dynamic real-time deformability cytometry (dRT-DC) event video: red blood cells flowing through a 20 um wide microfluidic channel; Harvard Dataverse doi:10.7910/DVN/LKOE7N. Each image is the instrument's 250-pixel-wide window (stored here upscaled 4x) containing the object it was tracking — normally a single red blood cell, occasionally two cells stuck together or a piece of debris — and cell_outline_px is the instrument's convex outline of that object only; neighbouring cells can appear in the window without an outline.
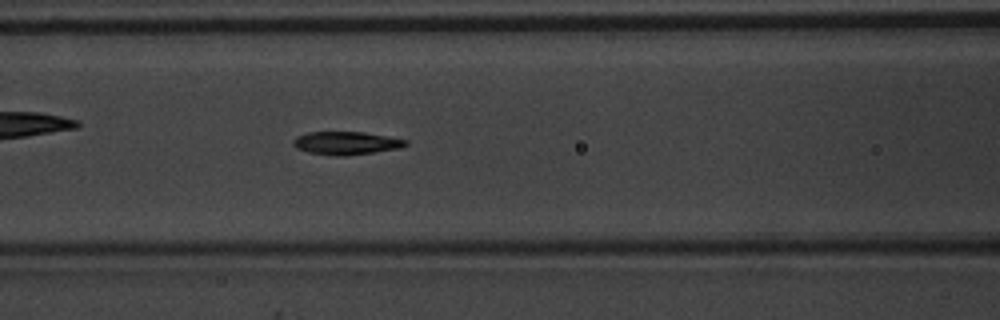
{"species": "common noctule bat (a hibernating species)", "species_latin": "Nyctalus noctula", "temperature_condition": "warm", "stored_images_in_passage": 49, "camera_frame_rate_fps": 3000, "um_per_image_px": 0.085, "animal": {"sex": "male", "body_mass_g": 20.1, "forearm_length_mm": 53.5}, "frame": {"image": 1, "passage_image": 19, "time_ms": 6.0, "image_size_px": [1000, 320], "cell_outline_px": [[408, 144], [400, 148], [376, 152], [344, 156], [332, 156], [308, 152], [296, 148], [292, 144], [292, 140], [296, 136], [308, 132], [364, 132], [408, 140]], "centroid_in_image_um": [29.4, 12.17], "position_along_channel_um": 137.2, "area_um2": 15.26}}
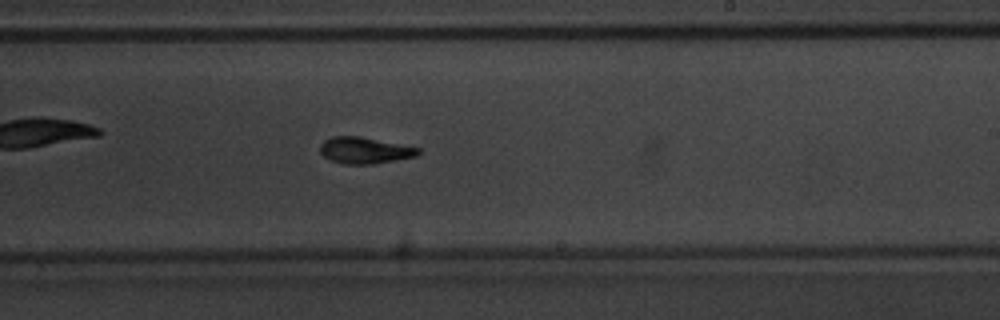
{"frame": {"image": 2, "passage_image": 28, "time_ms": 9.0, "image_size_px": [1000, 320], "cell_outline_px": [[420, 152], [416, 156], [396, 160], [372, 164], [344, 164], [328, 160], [320, 152], [320, 144], [324, 140], [332, 136], [360, 136], [420, 148]], "centroid_in_image_um": [30.96, 12.78], "position_along_channel_um": 258.0, "area_um2": 15.14}}
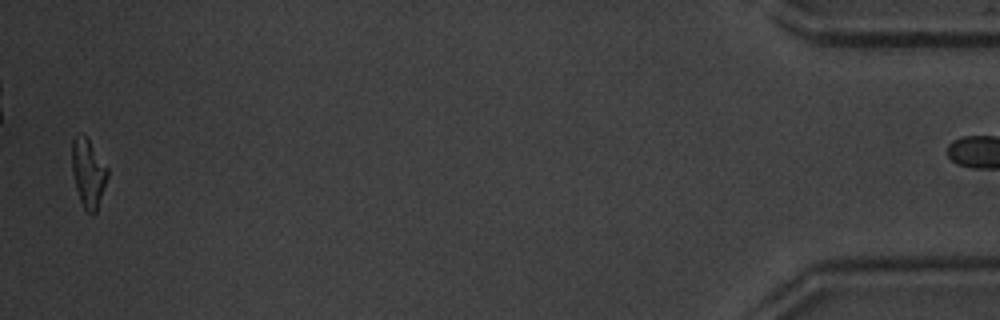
{"frame": {"image": 3, "passage_image": 47, "time_ms": 15.333, "image_size_px": [1000, 320], "cell_outline_px": [[108, 176], [96, 212], [88, 212], [84, 208], [80, 200], [76, 188], [72, 172], [72, 140], [80, 132], [88, 140], [108, 168]], "centroid_in_image_um": [7.49, 14.7], "position_along_channel_um": 427.7, "area_um2": 13.87}, "authors_computed_cell_mechanics": {"area_um2": 14.7968, "velocity_mm_per_s": 4.0329, "shape_relaxation_time_tau1_ms": 3.3154, "shape_relaxation_time_tau2_ms": 4.0515, "deformation_change_tau1": 0.1662, "deformation_change_tau2": 0.119}}